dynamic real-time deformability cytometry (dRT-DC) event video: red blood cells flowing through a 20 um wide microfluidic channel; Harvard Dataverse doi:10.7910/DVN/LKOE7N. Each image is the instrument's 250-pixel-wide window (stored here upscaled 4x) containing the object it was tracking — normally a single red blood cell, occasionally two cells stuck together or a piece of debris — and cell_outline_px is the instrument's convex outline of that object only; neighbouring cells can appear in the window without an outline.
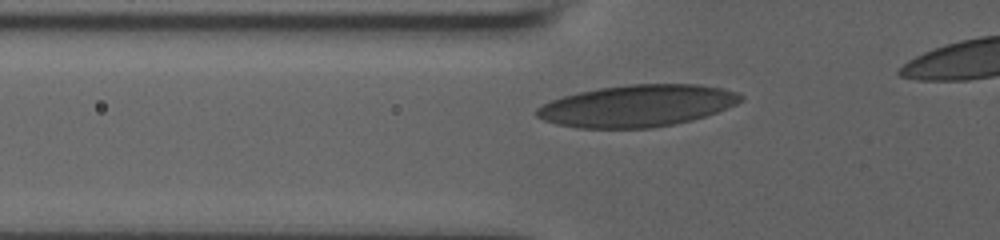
{"species": "human", "species_latin": "Homo sapiens", "temperature_condition": "room temperature", "stored_images_in_passage": 30, "camera_frame_rate_fps": 3000, "um_per_image_px": 0.085, "donor": {"sex": "male"}, "frame": {"image": 1, "passage_image": 2, "time_ms": 0.333, "image_size_px": [1000, 240], "cell_outline_px": [[744, 96], [736, 104], [716, 112], [692, 120], [652, 128], [576, 128], [556, 124], [544, 120], [536, 116], [536, 108], [552, 100], [564, 96], [580, 92], [600, 88], [628, 84], [696, 84], [720, 88], [736, 92]], "centroid_in_image_um": [54.14, 9.0], "position_along_channel_um": 71.7, "area_um2": 49.42}}
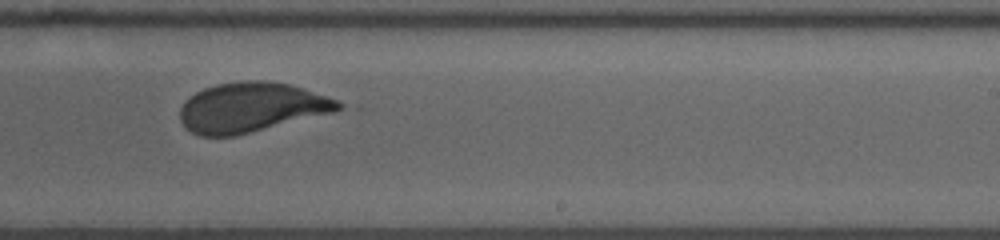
{"frame": {"image": 2, "passage_image": 18, "time_ms": 5.667, "image_size_px": [1000, 240], "cell_outline_px": [[344, 108], [336, 112], [236, 136], [200, 136], [184, 128], [180, 120], [180, 108], [196, 92], [204, 88], [216, 84], [248, 80], [264, 80], [288, 84], [304, 88], [328, 96], [344, 104]], "centroid_in_image_um": [21.4, 9.14], "position_along_channel_um": 267.6, "area_um2": 46.07}}
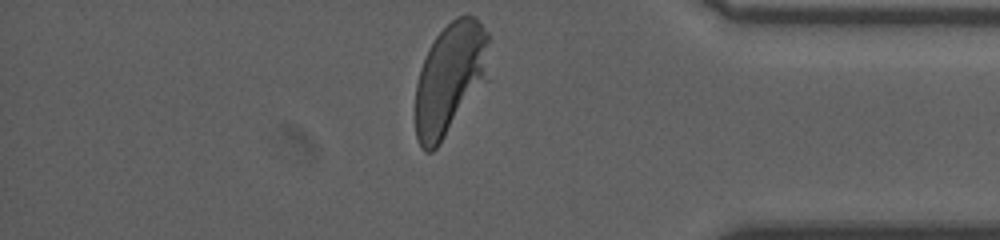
{"frame": {"image": 3, "passage_image": 30, "time_ms": 9.667, "image_size_px": [1000, 240], "cell_outline_px": [[488, 80], [436, 148], [432, 152], [424, 152], [416, 136], [416, 84], [420, 68], [428, 48], [436, 36], [456, 16], [472, 16], [488, 32]], "centroid_in_image_um": [38.25, 6.69], "position_along_channel_um": 396.9, "area_um2": 47.92}, "authors_computed_cell_mechanics": {"area_um2": 46.3845, "velocity_mm_per_s": 3.7178, "shape_relaxation_time_tau1_ms": 4.5162, "shape_relaxation_time_tau2_ms": null, "deformation_change_tau1": 0.1718, "deformation_change_tau2": null}}